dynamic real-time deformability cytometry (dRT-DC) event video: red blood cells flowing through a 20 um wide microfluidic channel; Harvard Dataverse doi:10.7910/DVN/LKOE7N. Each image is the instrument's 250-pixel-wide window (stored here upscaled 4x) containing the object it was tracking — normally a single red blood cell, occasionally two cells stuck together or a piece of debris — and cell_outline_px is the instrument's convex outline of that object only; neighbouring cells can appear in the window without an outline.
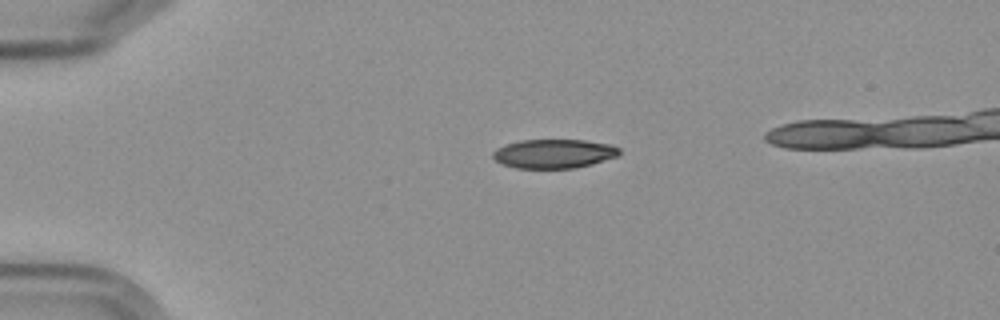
{"species": "Egyptian fruit bat (a non-hibernating species)", "species_latin": "Rousettus aegyptiacus", "temperature_condition": "cold", "stored_images_in_passage": 9, "camera_frame_rate_fps": 3000, "um_per_image_px": 0.085, "frame": {"image": 1, "passage_image": 1, "time_ms": 0.0, "image_size_px": [1000, 320], "cell_outline_px": [[620, 156], [592, 164], [576, 168], [516, 168], [504, 164], [496, 160], [492, 156], [492, 152], [496, 148], [520, 140], [584, 140], [612, 144], [620, 148]], "centroid_in_image_um": [47.13, 13.06], "position_along_channel_um": 37.9, "area_um2": 21.5}}
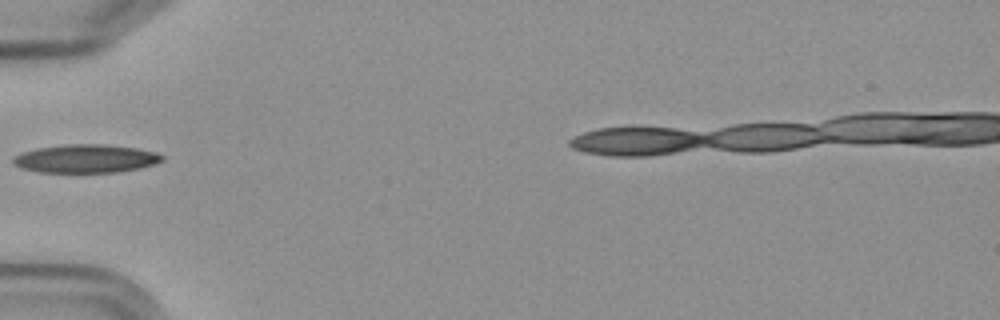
{"frame": {"image": 2, "passage_image": 3, "time_ms": 2.333, "image_size_px": [1000, 320], "cell_outline_px": [[164, 160], [140, 168], [116, 172], [40, 172], [24, 168], [16, 164], [12, 160], [16, 156], [24, 152], [36, 148], [64, 144], [104, 144], [136, 148], [156, 152], [164, 156]], "centroid_in_image_um": [7.34, 13.47], "position_along_channel_um": 77.7, "area_um2": 24.33}}
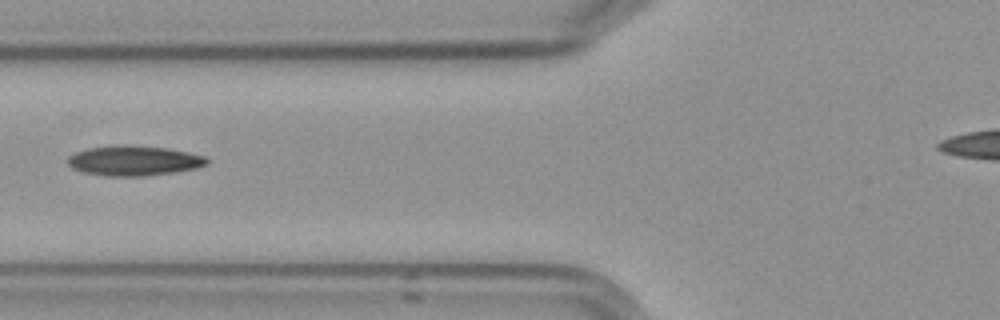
{"frame": {"image": 3, "passage_image": 4, "time_ms": 3.333, "image_size_px": [1000, 320], "cell_outline_px": [[208, 164], [196, 168], [172, 172], [140, 176], [108, 176], [84, 172], [72, 168], [68, 164], [68, 156], [76, 152], [88, 148], [116, 144], [124, 144], [168, 148], [188, 152], [204, 156], [208, 160]], "centroid_in_image_um": [11.36, 13.64], "position_along_channel_um": 114.4, "area_um2": 24.28}}